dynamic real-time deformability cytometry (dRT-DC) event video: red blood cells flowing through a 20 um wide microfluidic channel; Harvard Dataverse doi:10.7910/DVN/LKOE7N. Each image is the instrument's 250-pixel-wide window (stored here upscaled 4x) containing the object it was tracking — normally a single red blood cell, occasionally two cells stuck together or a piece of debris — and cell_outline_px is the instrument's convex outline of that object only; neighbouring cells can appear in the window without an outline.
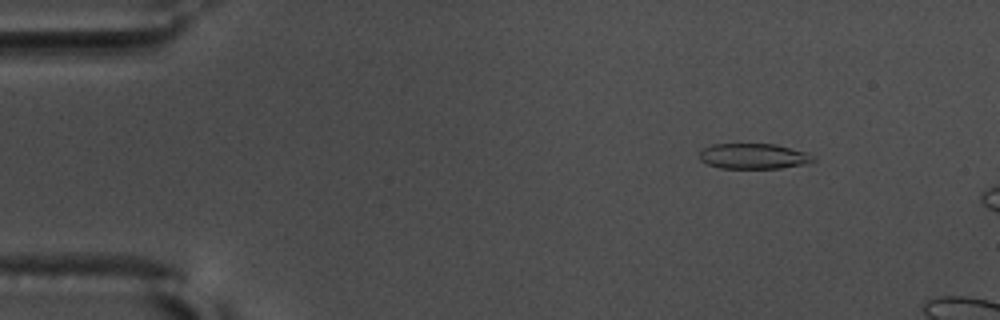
{"species": "common noctule bat (a hibernating species)", "species_latin": "Nyctalus noctula", "temperature_condition": "warm", "stored_images_in_passage": 28, "camera_frame_rate_fps": 3000, "um_per_image_px": 0.085, "animal": {"sex": "male", "body_mass_g": 17.5, "forearm_length_mm": 52.3}, "frame": {"image": 1, "passage_image": 5, "time_ms": 1.333, "image_size_px": [1000, 320], "cell_outline_px": [[816, 160], [804, 164], [780, 168], [720, 168], [708, 164], [700, 160], [700, 148], [712, 144], [776, 144], [808, 152], [816, 156]], "centroid_in_image_um": [64.07, 13.27], "position_along_channel_um": 20.9, "area_um2": 17.05}}